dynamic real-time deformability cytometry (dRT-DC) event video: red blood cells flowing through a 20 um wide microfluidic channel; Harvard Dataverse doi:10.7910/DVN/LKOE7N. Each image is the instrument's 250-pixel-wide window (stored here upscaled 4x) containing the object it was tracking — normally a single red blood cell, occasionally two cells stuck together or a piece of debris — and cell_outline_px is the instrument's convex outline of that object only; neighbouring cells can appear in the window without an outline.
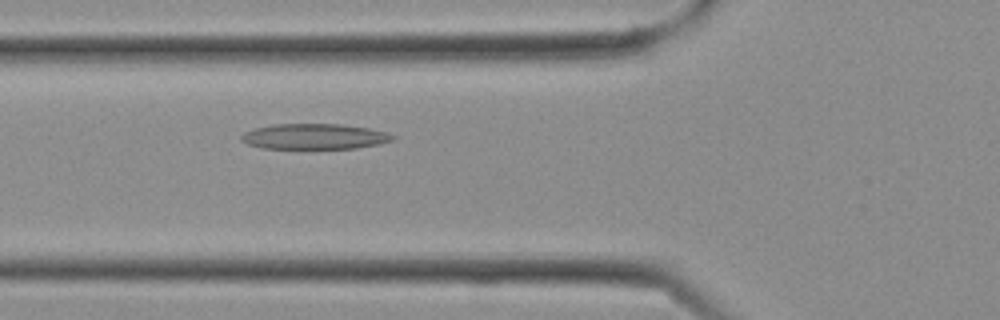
{"species": "Egyptian fruit bat (a non-hibernating species)", "species_latin": "Rousettus aegyptiacus", "temperature_condition": "cold", "stored_images_in_passage": 9, "camera_frame_rate_fps": 3000, "um_per_image_px": 0.085, "frame": {"image": 1, "passage_image": 9, "time_ms": 2.667, "image_size_px": [1000, 320], "cell_outline_px": [[396, 140], [380, 144], [356, 148], [260, 148], [248, 144], [240, 140], [240, 136], [244, 132], [256, 128], [272, 124], [344, 124], [368, 128], [388, 132], [396, 136]], "centroid_in_image_um": [26.77, 11.6], "position_along_channel_um": 99.0, "area_um2": 22.66}}